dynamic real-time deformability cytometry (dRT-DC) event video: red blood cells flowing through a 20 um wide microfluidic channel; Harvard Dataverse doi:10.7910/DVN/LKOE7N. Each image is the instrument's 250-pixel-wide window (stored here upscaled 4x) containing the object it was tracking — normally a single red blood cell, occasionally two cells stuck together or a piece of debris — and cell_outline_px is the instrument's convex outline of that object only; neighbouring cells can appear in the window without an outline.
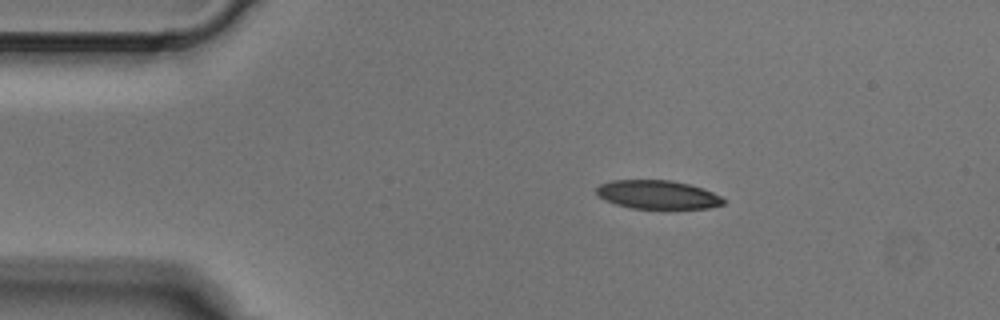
{"species": "Egyptian fruit bat (a non-hibernating species)", "species_latin": "Rousettus aegyptiacus", "temperature_condition": "cold", "stored_images_in_passage": 3, "camera_frame_rate_fps": 3000, "um_per_image_px": 0.085, "animal": {"sex": "male"}, "frame": {"image": 1, "passage_image": 1, "time_ms": 0.0, "image_size_px": [1000, 320], "cell_outline_px": [[728, 200], [724, 204], [708, 208], [668, 212], [632, 208], [616, 204], [604, 200], [596, 196], [596, 188], [600, 184], [612, 180], [672, 180], [704, 188]], "centroid_in_image_um": [55.94, 16.6], "position_along_channel_um": 29.1, "area_um2": 22.37}}
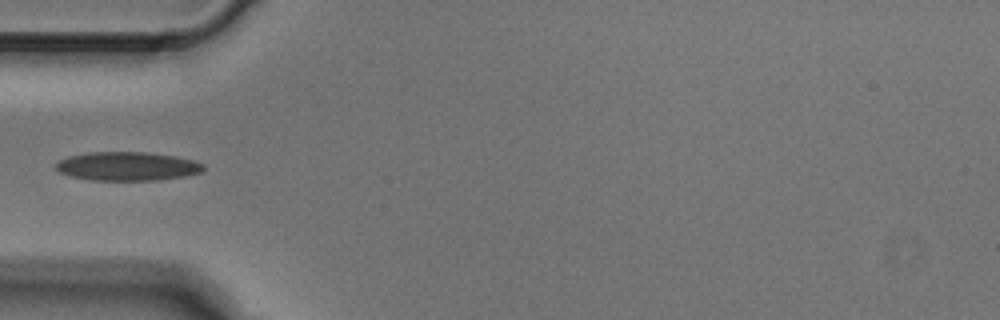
{"frame": {"image": 2, "passage_image": 3, "time_ms": 0.667, "image_size_px": [1000, 320], "cell_outline_px": [[204, 168], [200, 172], [184, 176], [156, 180], [92, 180], [72, 176], [60, 172], [56, 168], [56, 164], [60, 160], [68, 156], [88, 152], [144, 152], [176, 156], [192, 160], [204, 164]], "centroid_in_image_um": [10.82, 14.12], "position_along_channel_um": 74.2, "area_um2": 24.51}}